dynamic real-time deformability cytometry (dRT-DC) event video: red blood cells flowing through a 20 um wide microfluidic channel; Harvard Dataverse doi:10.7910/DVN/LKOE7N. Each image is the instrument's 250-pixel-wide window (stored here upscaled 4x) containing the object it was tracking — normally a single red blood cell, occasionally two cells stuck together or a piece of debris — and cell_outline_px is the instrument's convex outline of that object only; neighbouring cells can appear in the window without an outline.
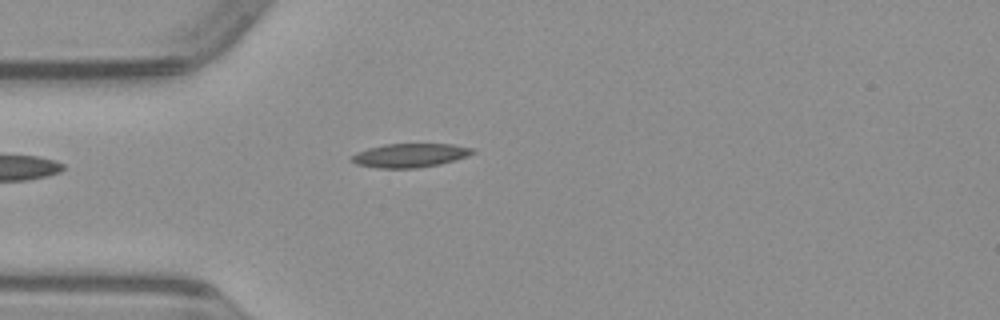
{"species": "common noctule bat (a hibernating species)", "species_latin": "Nyctalus noctula", "temperature_condition": "warm", "stored_images_in_passage": 38, "camera_frame_rate_fps": 3000, "um_per_image_px": 0.085, "animal": {"sex": "male", "body_mass_g": 23.1, "forearm_length_mm": 52.7}, "frame": {"image": 1, "passage_image": 1, "time_ms": 0.0, "image_size_px": [1000, 320], "cell_outline_px": [[476, 152], [468, 156], [456, 160], [440, 164], [416, 168], [380, 168], [356, 164], [352, 160], [352, 156], [356, 152], [368, 148], [384, 144], [452, 144], [476, 148]], "centroid_in_image_um": [34.91, 13.2], "position_along_channel_um": 50.1, "area_um2": 16.88}}
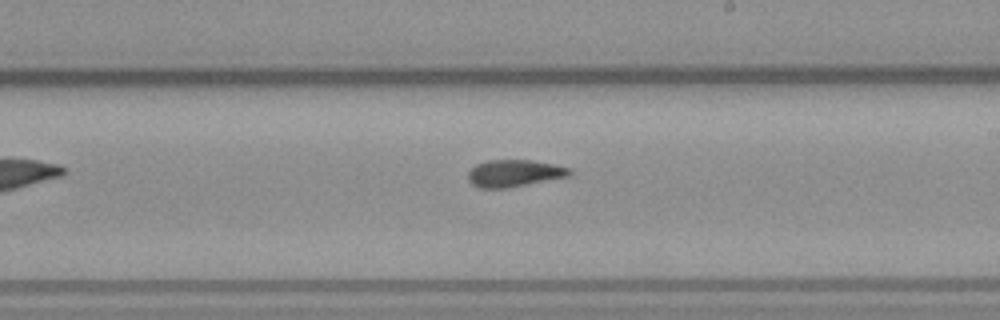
{"frame": {"image": 2, "passage_image": 16, "time_ms": 5.0, "image_size_px": [1000, 320], "cell_outline_px": [[572, 172], [568, 176], [508, 188], [480, 188], [472, 184], [468, 180], [468, 172], [476, 164], [488, 160], [532, 160], [572, 168]], "centroid_in_image_um": [43.7, 14.72], "position_along_channel_um": 245.3, "area_um2": 15.95}}
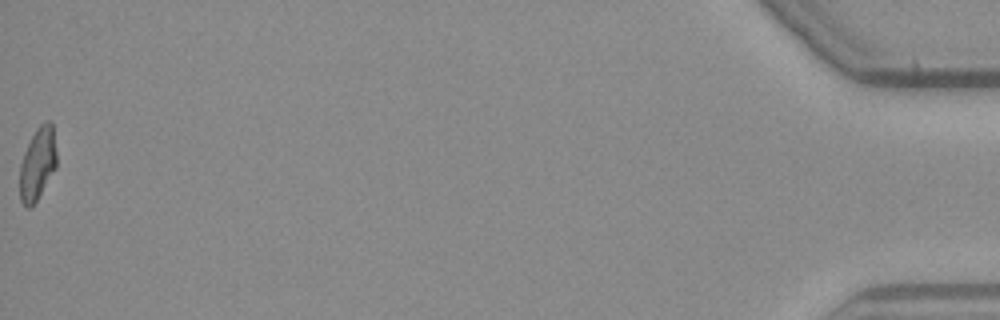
{"frame": {"image": 3, "passage_image": 38, "time_ms": 12.333, "image_size_px": [1000, 320], "cell_outline_px": [[56, 168], [36, 200], [28, 208], [20, 200], [20, 164], [24, 152], [36, 128], [44, 120], [48, 120], [52, 124], [56, 152]], "centroid_in_image_um": [3.19, 13.88], "position_along_channel_um": 432.0, "area_um2": 15.32}}